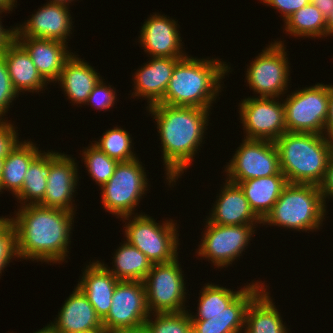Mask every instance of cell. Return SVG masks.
<instances>
[{"label": "cell", "mask_w": 333, "mask_h": 333, "mask_svg": "<svg viewBox=\"0 0 333 333\" xmlns=\"http://www.w3.org/2000/svg\"><path fill=\"white\" fill-rule=\"evenodd\" d=\"M74 213L64 209L24 205L13 222L18 258L46 263L64 262L74 222Z\"/></svg>", "instance_id": "6da1fadb"}, {"label": "cell", "mask_w": 333, "mask_h": 333, "mask_svg": "<svg viewBox=\"0 0 333 333\" xmlns=\"http://www.w3.org/2000/svg\"><path fill=\"white\" fill-rule=\"evenodd\" d=\"M146 108L157 122L166 179L173 186V182L191 165L203 142L210 110L160 103Z\"/></svg>", "instance_id": "7a4b0ae2"}, {"label": "cell", "mask_w": 333, "mask_h": 333, "mask_svg": "<svg viewBox=\"0 0 333 333\" xmlns=\"http://www.w3.org/2000/svg\"><path fill=\"white\" fill-rule=\"evenodd\" d=\"M229 70L218 58L200 60L186 56L175 65L160 104L211 109Z\"/></svg>", "instance_id": "3957f363"}, {"label": "cell", "mask_w": 333, "mask_h": 333, "mask_svg": "<svg viewBox=\"0 0 333 333\" xmlns=\"http://www.w3.org/2000/svg\"><path fill=\"white\" fill-rule=\"evenodd\" d=\"M274 143L288 183L322 184L333 154V140L321 134L286 131Z\"/></svg>", "instance_id": "277c9868"}, {"label": "cell", "mask_w": 333, "mask_h": 333, "mask_svg": "<svg viewBox=\"0 0 333 333\" xmlns=\"http://www.w3.org/2000/svg\"><path fill=\"white\" fill-rule=\"evenodd\" d=\"M325 206L320 186L288 183L262 224L313 231L325 219Z\"/></svg>", "instance_id": "5b68a950"}, {"label": "cell", "mask_w": 333, "mask_h": 333, "mask_svg": "<svg viewBox=\"0 0 333 333\" xmlns=\"http://www.w3.org/2000/svg\"><path fill=\"white\" fill-rule=\"evenodd\" d=\"M138 158L119 162L114 174L101 186L103 208L112 215L129 220L145 191L147 175ZM131 216V217H130Z\"/></svg>", "instance_id": "8992f818"}, {"label": "cell", "mask_w": 333, "mask_h": 333, "mask_svg": "<svg viewBox=\"0 0 333 333\" xmlns=\"http://www.w3.org/2000/svg\"><path fill=\"white\" fill-rule=\"evenodd\" d=\"M133 217L125 226L124 235L128 243L138 248L152 264L177 258L179 235L173 219L161 225L147 214H135Z\"/></svg>", "instance_id": "52a82bcc"}, {"label": "cell", "mask_w": 333, "mask_h": 333, "mask_svg": "<svg viewBox=\"0 0 333 333\" xmlns=\"http://www.w3.org/2000/svg\"><path fill=\"white\" fill-rule=\"evenodd\" d=\"M291 94L283 101L287 131L324 135L329 108V85L318 83Z\"/></svg>", "instance_id": "ba28073f"}, {"label": "cell", "mask_w": 333, "mask_h": 333, "mask_svg": "<svg viewBox=\"0 0 333 333\" xmlns=\"http://www.w3.org/2000/svg\"><path fill=\"white\" fill-rule=\"evenodd\" d=\"M178 262L177 257L170 262L153 264L146 275L143 283L150 314L186 311V284Z\"/></svg>", "instance_id": "9c48e42d"}, {"label": "cell", "mask_w": 333, "mask_h": 333, "mask_svg": "<svg viewBox=\"0 0 333 333\" xmlns=\"http://www.w3.org/2000/svg\"><path fill=\"white\" fill-rule=\"evenodd\" d=\"M283 41H275L262 50L250 63L246 80L259 97H278L286 93L289 81V62Z\"/></svg>", "instance_id": "30bf717a"}, {"label": "cell", "mask_w": 333, "mask_h": 333, "mask_svg": "<svg viewBox=\"0 0 333 333\" xmlns=\"http://www.w3.org/2000/svg\"><path fill=\"white\" fill-rule=\"evenodd\" d=\"M225 171L227 180L238 183L253 178L283 174L274 141L245 139Z\"/></svg>", "instance_id": "8fae6325"}, {"label": "cell", "mask_w": 333, "mask_h": 333, "mask_svg": "<svg viewBox=\"0 0 333 333\" xmlns=\"http://www.w3.org/2000/svg\"><path fill=\"white\" fill-rule=\"evenodd\" d=\"M150 315L142 281L120 280L114 290L112 306L102 320L107 333L143 327Z\"/></svg>", "instance_id": "7c38bea8"}, {"label": "cell", "mask_w": 333, "mask_h": 333, "mask_svg": "<svg viewBox=\"0 0 333 333\" xmlns=\"http://www.w3.org/2000/svg\"><path fill=\"white\" fill-rule=\"evenodd\" d=\"M206 231L197 250L198 256L211 260L218 268L227 267L240 257L254 234L255 224L217 225L206 220Z\"/></svg>", "instance_id": "4fadbf2b"}, {"label": "cell", "mask_w": 333, "mask_h": 333, "mask_svg": "<svg viewBox=\"0 0 333 333\" xmlns=\"http://www.w3.org/2000/svg\"><path fill=\"white\" fill-rule=\"evenodd\" d=\"M276 97H248L241 101L239 115L246 139L276 141L286 129L284 104Z\"/></svg>", "instance_id": "5bb4252c"}, {"label": "cell", "mask_w": 333, "mask_h": 333, "mask_svg": "<svg viewBox=\"0 0 333 333\" xmlns=\"http://www.w3.org/2000/svg\"><path fill=\"white\" fill-rule=\"evenodd\" d=\"M74 158L59 152H49V175L46 193L38 204L42 207L59 208L74 212L73 193L77 188L78 169Z\"/></svg>", "instance_id": "9a60e30c"}, {"label": "cell", "mask_w": 333, "mask_h": 333, "mask_svg": "<svg viewBox=\"0 0 333 333\" xmlns=\"http://www.w3.org/2000/svg\"><path fill=\"white\" fill-rule=\"evenodd\" d=\"M69 11L67 5L48 2L27 22L14 28V37L52 39L66 43L67 37L72 34Z\"/></svg>", "instance_id": "2e32d148"}, {"label": "cell", "mask_w": 333, "mask_h": 333, "mask_svg": "<svg viewBox=\"0 0 333 333\" xmlns=\"http://www.w3.org/2000/svg\"><path fill=\"white\" fill-rule=\"evenodd\" d=\"M177 25L174 19L158 13L147 18L139 36L144 51L150 57H186L182 50V40Z\"/></svg>", "instance_id": "e0dca14e"}, {"label": "cell", "mask_w": 333, "mask_h": 333, "mask_svg": "<svg viewBox=\"0 0 333 333\" xmlns=\"http://www.w3.org/2000/svg\"><path fill=\"white\" fill-rule=\"evenodd\" d=\"M258 282L248 284L222 313L206 316V320H191L192 333H242L245 328L247 307L265 287L264 283Z\"/></svg>", "instance_id": "ac0fdd59"}, {"label": "cell", "mask_w": 333, "mask_h": 333, "mask_svg": "<svg viewBox=\"0 0 333 333\" xmlns=\"http://www.w3.org/2000/svg\"><path fill=\"white\" fill-rule=\"evenodd\" d=\"M143 67L135 72L134 92L131 97H144L148 106L160 103L166 93L175 65L182 58L152 57Z\"/></svg>", "instance_id": "d6986e66"}, {"label": "cell", "mask_w": 333, "mask_h": 333, "mask_svg": "<svg viewBox=\"0 0 333 333\" xmlns=\"http://www.w3.org/2000/svg\"><path fill=\"white\" fill-rule=\"evenodd\" d=\"M28 52L42 78L57 82L65 62L73 52L67 50V43L32 37H14Z\"/></svg>", "instance_id": "ffe728a7"}, {"label": "cell", "mask_w": 333, "mask_h": 333, "mask_svg": "<svg viewBox=\"0 0 333 333\" xmlns=\"http://www.w3.org/2000/svg\"><path fill=\"white\" fill-rule=\"evenodd\" d=\"M221 194L215 201L208 221L217 225L262 224L250 208L242 188L237 183L225 180Z\"/></svg>", "instance_id": "44dd1931"}, {"label": "cell", "mask_w": 333, "mask_h": 333, "mask_svg": "<svg viewBox=\"0 0 333 333\" xmlns=\"http://www.w3.org/2000/svg\"><path fill=\"white\" fill-rule=\"evenodd\" d=\"M57 317L54 323L47 325L54 333H81L102 326L95 309L77 286L65 300Z\"/></svg>", "instance_id": "7402d4cb"}, {"label": "cell", "mask_w": 333, "mask_h": 333, "mask_svg": "<svg viewBox=\"0 0 333 333\" xmlns=\"http://www.w3.org/2000/svg\"><path fill=\"white\" fill-rule=\"evenodd\" d=\"M77 287L85 294L101 321L108 315L118 280L100 261L86 265Z\"/></svg>", "instance_id": "603a6c76"}, {"label": "cell", "mask_w": 333, "mask_h": 333, "mask_svg": "<svg viewBox=\"0 0 333 333\" xmlns=\"http://www.w3.org/2000/svg\"><path fill=\"white\" fill-rule=\"evenodd\" d=\"M7 64L8 73L14 90L20 92H39L46 81L39 74L26 49L13 38L1 53Z\"/></svg>", "instance_id": "cb8c5ba5"}, {"label": "cell", "mask_w": 333, "mask_h": 333, "mask_svg": "<svg viewBox=\"0 0 333 333\" xmlns=\"http://www.w3.org/2000/svg\"><path fill=\"white\" fill-rule=\"evenodd\" d=\"M95 69L84 62L77 55H73L65 62L58 78L60 87L72 103L85 104L94 86L101 79Z\"/></svg>", "instance_id": "d4e9b609"}, {"label": "cell", "mask_w": 333, "mask_h": 333, "mask_svg": "<svg viewBox=\"0 0 333 333\" xmlns=\"http://www.w3.org/2000/svg\"><path fill=\"white\" fill-rule=\"evenodd\" d=\"M237 184L242 188L252 211L263 221L288 182L284 174H276L240 181Z\"/></svg>", "instance_id": "484cf974"}, {"label": "cell", "mask_w": 333, "mask_h": 333, "mask_svg": "<svg viewBox=\"0 0 333 333\" xmlns=\"http://www.w3.org/2000/svg\"><path fill=\"white\" fill-rule=\"evenodd\" d=\"M266 291L264 287L249 303L244 333H288L275 302Z\"/></svg>", "instance_id": "4316f807"}, {"label": "cell", "mask_w": 333, "mask_h": 333, "mask_svg": "<svg viewBox=\"0 0 333 333\" xmlns=\"http://www.w3.org/2000/svg\"><path fill=\"white\" fill-rule=\"evenodd\" d=\"M24 140L6 157L1 175V189L10 190L15 196L21 191L26 171L31 162L42 152L36 144Z\"/></svg>", "instance_id": "83f0119b"}, {"label": "cell", "mask_w": 333, "mask_h": 333, "mask_svg": "<svg viewBox=\"0 0 333 333\" xmlns=\"http://www.w3.org/2000/svg\"><path fill=\"white\" fill-rule=\"evenodd\" d=\"M113 269H108L118 280L144 281L151 270L150 260L127 241L116 250Z\"/></svg>", "instance_id": "f1b7e54d"}, {"label": "cell", "mask_w": 333, "mask_h": 333, "mask_svg": "<svg viewBox=\"0 0 333 333\" xmlns=\"http://www.w3.org/2000/svg\"><path fill=\"white\" fill-rule=\"evenodd\" d=\"M48 175L49 150L48 152L44 151V153H40L31 162L28 170L26 171L22 189L16 195V198L20 200L19 202H21L22 206L38 205L42 201L46 193Z\"/></svg>", "instance_id": "f546056e"}, {"label": "cell", "mask_w": 333, "mask_h": 333, "mask_svg": "<svg viewBox=\"0 0 333 333\" xmlns=\"http://www.w3.org/2000/svg\"><path fill=\"white\" fill-rule=\"evenodd\" d=\"M284 25L286 32L295 37H326V18L311 3L294 12Z\"/></svg>", "instance_id": "4dcf8cb0"}, {"label": "cell", "mask_w": 333, "mask_h": 333, "mask_svg": "<svg viewBox=\"0 0 333 333\" xmlns=\"http://www.w3.org/2000/svg\"><path fill=\"white\" fill-rule=\"evenodd\" d=\"M233 291L216 284H205L199 296L198 313L194 316L190 313L191 320H206V316L222 313L247 287Z\"/></svg>", "instance_id": "1f68e13d"}, {"label": "cell", "mask_w": 333, "mask_h": 333, "mask_svg": "<svg viewBox=\"0 0 333 333\" xmlns=\"http://www.w3.org/2000/svg\"><path fill=\"white\" fill-rule=\"evenodd\" d=\"M131 135L120 127H114L103 133L102 138L95 141L94 145L118 162L133 160L136 157L132 152Z\"/></svg>", "instance_id": "d6a6232c"}, {"label": "cell", "mask_w": 333, "mask_h": 333, "mask_svg": "<svg viewBox=\"0 0 333 333\" xmlns=\"http://www.w3.org/2000/svg\"><path fill=\"white\" fill-rule=\"evenodd\" d=\"M152 315L154 321L150 319V314L144 324L149 333H192V321L188 310Z\"/></svg>", "instance_id": "836d02e7"}, {"label": "cell", "mask_w": 333, "mask_h": 333, "mask_svg": "<svg viewBox=\"0 0 333 333\" xmlns=\"http://www.w3.org/2000/svg\"><path fill=\"white\" fill-rule=\"evenodd\" d=\"M82 155L84 156L82 158L84 159L86 170L100 187L114 174L115 168L119 163L93 143L83 150Z\"/></svg>", "instance_id": "e575fe53"}, {"label": "cell", "mask_w": 333, "mask_h": 333, "mask_svg": "<svg viewBox=\"0 0 333 333\" xmlns=\"http://www.w3.org/2000/svg\"><path fill=\"white\" fill-rule=\"evenodd\" d=\"M14 256L18 258L14 225L10 218L2 216L0 217V274L11 259L15 258Z\"/></svg>", "instance_id": "d590c367"}, {"label": "cell", "mask_w": 333, "mask_h": 333, "mask_svg": "<svg viewBox=\"0 0 333 333\" xmlns=\"http://www.w3.org/2000/svg\"><path fill=\"white\" fill-rule=\"evenodd\" d=\"M18 97V93L14 90L8 73L7 64L2 55H0V120L7 113L9 105ZM3 117V118H2Z\"/></svg>", "instance_id": "8d00e7d4"}, {"label": "cell", "mask_w": 333, "mask_h": 333, "mask_svg": "<svg viewBox=\"0 0 333 333\" xmlns=\"http://www.w3.org/2000/svg\"><path fill=\"white\" fill-rule=\"evenodd\" d=\"M113 89L110 85L106 86L101 78L89 94L85 104H90L99 110L110 109L115 104V99H117L115 89Z\"/></svg>", "instance_id": "74e56055"}, {"label": "cell", "mask_w": 333, "mask_h": 333, "mask_svg": "<svg viewBox=\"0 0 333 333\" xmlns=\"http://www.w3.org/2000/svg\"><path fill=\"white\" fill-rule=\"evenodd\" d=\"M3 120H0V158H5L20 143L16 127Z\"/></svg>", "instance_id": "f35d334b"}, {"label": "cell", "mask_w": 333, "mask_h": 333, "mask_svg": "<svg viewBox=\"0 0 333 333\" xmlns=\"http://www.w3.org/2000/svg\"><path fill=\"white\" fill-rule=\"evenodd\" d=\"M264 4L274 7L278 12L282 13L284 22L291 17V15L300 10L302 7L308 5L310 0H261Z\"/></svg>", "instance_id": "ab89813d"}, {"label": "cell", "mask_w": 333, "mask_h": 333, "mask_svg": "<svg viewBox=\"0 0 333 333\" xmlns=\"http://www.w3.org/2000/svg\"><path fill=\"white\" fill-rule=\"evenodd\" d=\"M320 190L325 204L326 198L331 197L333 199V154L328 160L326 175L322 184L320 185Z\"/></svg>", "instance_id": "60d3db41"}, {"label": "cell", "mask_w": 333, "mask_h": 333, "mask_svg": "<svg viewBox=\"0 0 333 333\" xmlns=\"http://www.w3.org/2000/svg\"><path fill=\"white\" fill-rule=\"evenodd\" d=\"M324 134L328 139L333 140V85H329V108Z\"/></svg>", "instance_id": "b9f144b4"}, {"label": "cell", "mask_w": 333, "mask_h": 333, "mask_svg": "<svg viewBox=\"0 0 333 333\" xmlns=\"http://www.w3.org/2000/svg\"><path fill=\"white\" fill-rule=\"evenodd\" d=\"M6 12L2 9H0V13ZM1 17V16H0ZM1 18H0V55L4 51L7 44L14 38V28L11 29H4V27L1 24Z\"/></svg>", "instance_id": "7bdbcfd3"}, {"label": "cell", "mask_w": 333, "mask_h": 333, "mask_svg": "<svg viewBox=\"0 0 333 333\" xmlns=\"http://www.w3.org/2000/svg\"><path fill=\"white\" fill-rule=\"evenodd\" d=\"M310 3L316 6L325 18H327L333 10V0H310Z\"/></svg>", "instance_id": "ee69618b"}, {"label": "cell", "mask_w": 333, "mask_h": 333, "mask_svg": "<svg viewBox=\"0 0 333 333\" xmlns=\"http://www.w3.org/2000/svg\"><path fill=\"white\" fill-rule=\"evenodd\" d=\"M16 0H0V9L6 11H12L13 7H15Z\"/></svg>", "instance_id": "f6af8a7d"}, {"label": "cell", "mask_w": 333, "mask_h": 333, "mask_svg": "<svg viewBox=\"0 0 333 333\" xmlns=\"http://www.w3.org/2000/svg\"><path fill=\"white\" fill-rule=\"evenodd\" d=\"M333 36V10L326 18V36Z\"/></svg>", "instance_id": "bcb514c9"}, {"label": "cell", "mask_w": 333, "mask_h": 333, "mask_svg": "<svg viewBox=\"0 0 333 333\" xmlns=\"http://www.w3.org/2000/svg\"><path fill=\"white\" fill-rule=\"evenodd\" d=\"M114 333H149L147 328L145 326L136 328V329H129V330H122V331H117Z\"/></svg>", "instance_id": "7dc6e473"}, {"label": "cell", "mask_w": 333, "mask_h": 333, "mask_svg": "<svg viewBox=\"0 0 333 333\" xmlns=\"http://www.w3.org/2000/svg\"><path fill=\"white\" fill-rule=\"evenodd\" d=\"M81 333H107V331L102 325L100 328H95V329H92V330L83 331Z\"/></svg>", "instance_id": "c3c4849f"}, {"label": "cell", "mask_w": 333, "mask_h": 333, "mask_svg": "<svg viewBox=\"0 0 333 333\" xmlns=\"http://www.w3.org/2000/svg\"><path fill=\"white\" fill-rule=\"evenodd\" d=\"M4 161H5V158H0V192H2V189H1V175H2V172H3Z\"/></svg>", "instance_id": "681fc988"}, {"label": "cell", "mask_w": 333, "mask_h": 333, "mask_svg": "<svg viewBox=\"0 0 333 333\" xmlns=\"http://www.w3.org/2000/svg\"><path fill=\"white\" fill-rule=\"evenodd\" d=\"M73 0H50V2L57 3V4H64L69 5L68 3H71Z\"/></svg>", "instance_id": "f907efd6"}, {"label": "cell", "mask_w": 333, "mask_h": 333, "mask_svg": "<svg viewBox=\"0 0 333 333\" xmlns=\"http://www.w3.org/2000/svg\"><path fill=\"white\" fill-rule=\"evenodd\" d=\"M35 333H54V332H52L47 326H45L44 328H42L39 331H36Z\"/></svg>", "instance_id": "816d5d0a"}]
</instances>
